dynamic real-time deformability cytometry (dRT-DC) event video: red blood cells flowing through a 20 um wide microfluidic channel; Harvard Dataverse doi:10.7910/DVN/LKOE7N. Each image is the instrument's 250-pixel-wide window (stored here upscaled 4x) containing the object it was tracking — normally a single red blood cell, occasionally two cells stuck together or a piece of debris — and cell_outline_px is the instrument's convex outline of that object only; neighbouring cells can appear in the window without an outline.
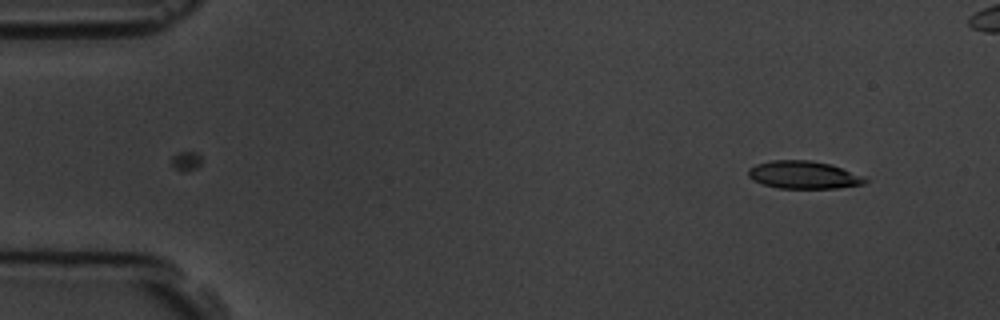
{"species": "common noctule bat (a hibernating species)", "species_latin": "Nyctalus noctula", "temperature_condition": "room temperature", "stored_images_in_passage": 6, "camera_frame_rate_fps": 3000, "um_per_image_px": 0.085, "animal": {"sex": "male", "body_mass_g": 19.5, "forearm_length_mm": 54.6}, "frame": {"image": 1, "passage_image": 6, "time_ms": 5.667, "image_size_px": [1000, 320], "cell_outline_px": [[868, 180], [864, 184], [836, 188], [776, 188], [752, 180], [748, 176], [748, 168], [756, 164], [772, 160], [812, 160], [832, 164], [864, 176]], "centroid_in_image_um": [68.31, 14.86], "position_along_channel_um": 16.7, "area_um2": 19.02}}